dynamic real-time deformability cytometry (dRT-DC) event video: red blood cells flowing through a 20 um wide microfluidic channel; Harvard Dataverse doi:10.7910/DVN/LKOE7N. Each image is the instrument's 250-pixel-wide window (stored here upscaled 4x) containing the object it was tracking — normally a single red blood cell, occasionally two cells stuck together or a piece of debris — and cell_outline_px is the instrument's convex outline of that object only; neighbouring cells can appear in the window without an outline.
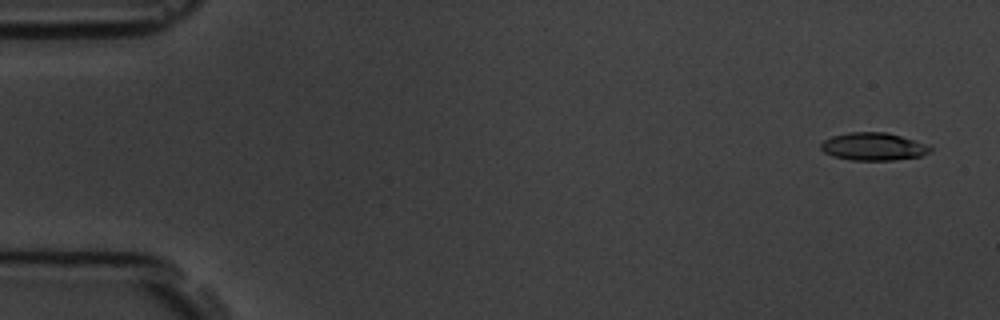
{"species": "common noctule bat (a hibernating species)", "species_latin": "Nyctalus noctula", "temperature_condition": "room temperature", "stored_images_in_passage": 5, "camera_frame_rate_fps": 3000, "um_per_image_px": 0.085, "animal": {"sex": "male", "body_mass_g": 19.5, "forearm_length_mm": 54.6}, "frame": {"image": 1, "passage_image": 1, "time_ms": 0.0, "image_size_px": [1000, 320], "cell_outline_px": [[932, 148], [928, 152], [920, 156], [892, 160], [852, 160], [832, 156], [824, 152], [820, 148], [820, 144], [824, 140], [832, 136], [848, 132], [884, 132], [900, 136], [924, 144]], "centroid_in_image_um": [74.16, 12.46], "position_along_channel_um": 10.8, "area_um2": 17.4}}
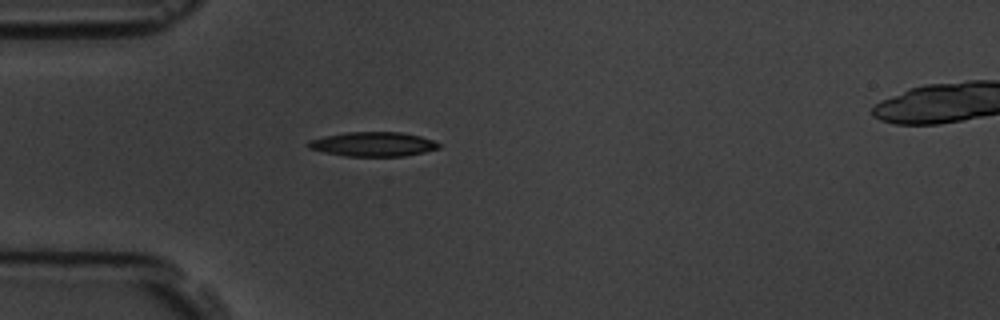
{"frame": {"image": 2, "passage_image": 4, "time_ms": 4.333, "image_size_px": [1000, 320], "cell_outline_px": [[440, 148], [424, 152], [404, 156], [344, 156], [324, 152], [308, 148], [304, 144], [308, 140], [324, 136], [344, 132], [400, 132], [420, 136], [432, 140], [440, 144]], "centroid_in_image_um": [31.66, 12.25], "position_along_channel_um": 53.3, "area_um2": 18.67}}